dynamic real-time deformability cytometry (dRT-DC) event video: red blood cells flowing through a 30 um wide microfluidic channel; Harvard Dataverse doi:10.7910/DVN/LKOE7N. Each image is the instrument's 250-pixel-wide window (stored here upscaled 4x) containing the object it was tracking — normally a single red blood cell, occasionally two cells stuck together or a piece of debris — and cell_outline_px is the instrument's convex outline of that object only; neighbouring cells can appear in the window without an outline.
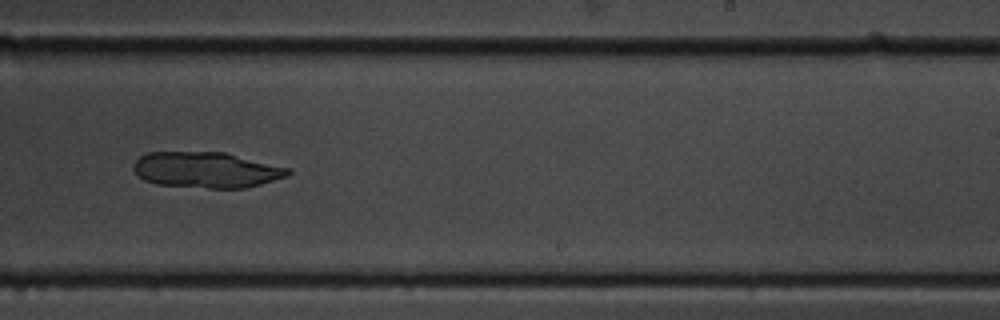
{"species": "common noctule bat (a hibernating species)", "species_latin": "Nyctalus noctula", "temperature_condition": "cold", "stored_images_in_passage": 13, "camera_frame_rate_fps": 3000, "um_per_image_px": 0.085, "animal": {"sex": "male", "body_mass_g": 19.5, "forearm_length_mm": 54.6}, "frame": {"image": 1, "passage_image": 8, "time_ms": 8.667, "image_size_px": [1000, 320], "cell_outline_px": [[292, 172], [288, 176], [248, 188], [208, 188], [156, 184], [144, 180], [136, 176], [132, 168], [132, 164], [140, 156], [148, 152], [224, 152], [292, 168]], "centroid_in_image_um": [17.54, 14.44], "position_along_channel_um": 271.5, "area_um2": 32.66}}